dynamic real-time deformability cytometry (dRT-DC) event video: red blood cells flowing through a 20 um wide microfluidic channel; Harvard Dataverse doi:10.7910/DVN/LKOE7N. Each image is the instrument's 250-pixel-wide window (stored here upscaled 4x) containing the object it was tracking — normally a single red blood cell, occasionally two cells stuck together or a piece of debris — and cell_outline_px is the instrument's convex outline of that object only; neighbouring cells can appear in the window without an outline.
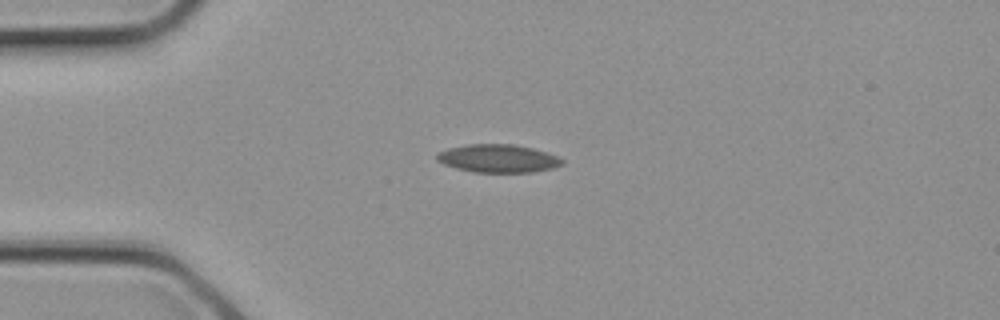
{"species": "common noctule bat (a hibernating species)", "species_latin": "Nyctalus noctula", "temperature_condition": "cold", "stored_images_in_passage": 1, "camera_frame_rate_fps": 3000, "um_per_image_px": 0.085, "animal": {"sex": "female", "body_mass_g": 21.9}, "frame": {"image": 1, "passage_image": 1, "time_ms": 0.0, "image_size_px": [1000, 320], "cell_outline_px": [[564, 164], [552, 168], [532, 172], [472, 172], [456, 168], [444, 164], [436, 160], [436, 156], [440, 152], [448, 148], [468, 144], [512, 144], [532, 148], [548, 152], [564, 160]], "centroid_in_image_um": [42.34, 13.47], "position_along_channel_um": 42.7, "area_um2": 20.46}}